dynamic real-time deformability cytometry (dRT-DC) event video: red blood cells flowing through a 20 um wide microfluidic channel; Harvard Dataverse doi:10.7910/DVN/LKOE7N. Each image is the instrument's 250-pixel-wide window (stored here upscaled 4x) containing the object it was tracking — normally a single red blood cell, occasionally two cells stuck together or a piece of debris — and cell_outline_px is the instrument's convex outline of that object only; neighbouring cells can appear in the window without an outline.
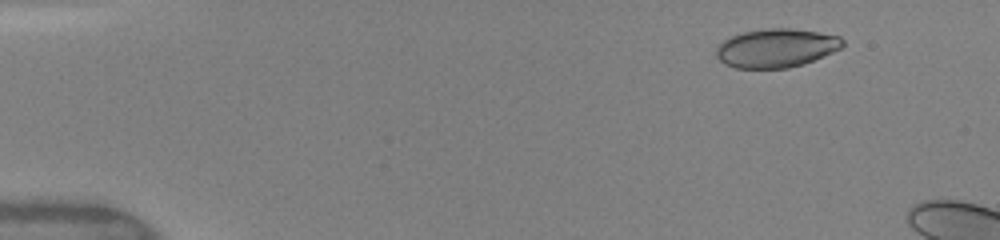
{"species": "human", "species_latin": "Homo sapiens", "temperature_condition": "warm", "stored_images_in_passage": 9, "camera_frame_rate_fps": 3000, "um_per_image_px": 0.085, "donor": {"sex": "female"}, "frame": {"image": 1, "passage_image": 2, "time_ms": 0.333, "image_size_px": [1000, 240], "cell_outline_px": [[844, 44], [840, 48], [824, 56], [804, 64], [788, 68], [736, 68], [724, 64], [716, 56], [716, 48], [724, 40], [732, 36], [744, 32], [764, 28], [792, 28], [840, 36], [844, 40]], "centroid_in_image_um": [65.98, 4.08], "position_along_channel_um": 19.0, "area_um2": 28.5}}